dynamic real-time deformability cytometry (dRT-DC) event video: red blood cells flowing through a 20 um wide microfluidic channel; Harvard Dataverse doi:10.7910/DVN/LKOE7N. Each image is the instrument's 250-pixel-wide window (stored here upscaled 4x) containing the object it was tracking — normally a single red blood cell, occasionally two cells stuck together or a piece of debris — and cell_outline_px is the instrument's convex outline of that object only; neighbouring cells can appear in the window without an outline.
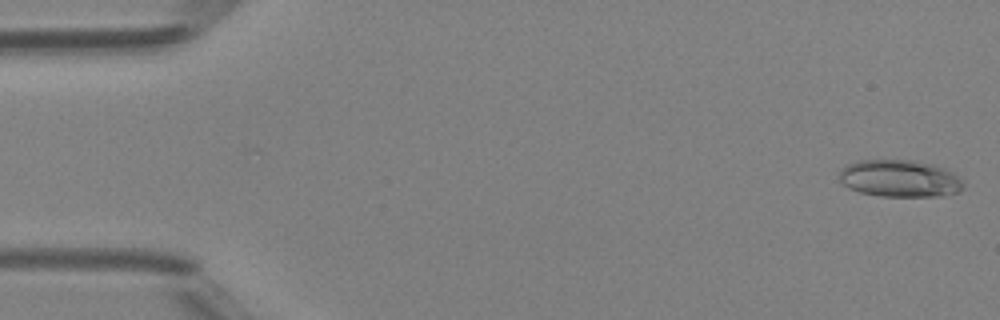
{"species": "Egyptian fruit bat (a non-hibernating species)", "species_latin": "Rousettus aegyptiacus", "temperature_condition": "room temperature", "stored_images_in_passage": 15, "camera_frame_rate_fps": 3000, "um_per_image_px": 0.085, "animal": {"sex": "female"}, "frame": {"image": 1, "passage_image": 1, "time_ms": 0.0, "image_size_px": [1000, 320], "cell_outline_px": [[964, 188], [956, 192], [940, 196], [880, 196], [860, 192], [848, 188], [840, 180], [840, 168], [856, 160], [912, 160], [932, 164], [944, 168], [960, 176], [964, 184]], "centroid_in_image_um": [76.48, 15.16], "position_along_channel_um": 8.5, "area_um2": 26.93}}
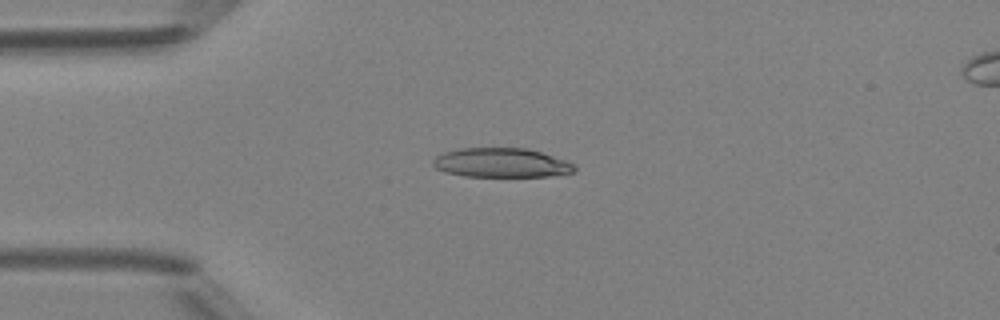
{"frame": {"image": 2, "passage_image": 12, "time_ms": 3.667, "image_size_px": [1000, 320], "cell_outline_px": [[576, 168], [572, 172], [548, 176], [464, 176], [444, 172], [436, 168], [432, 164], [432, 160], [436, 156], [444, 152], [460, 148], [528, 148], [568, 160]], "centroid_in_image_um": [42.59, 13.83], "position_along_channel_um": 42.4, "area_um2": 24.16}}